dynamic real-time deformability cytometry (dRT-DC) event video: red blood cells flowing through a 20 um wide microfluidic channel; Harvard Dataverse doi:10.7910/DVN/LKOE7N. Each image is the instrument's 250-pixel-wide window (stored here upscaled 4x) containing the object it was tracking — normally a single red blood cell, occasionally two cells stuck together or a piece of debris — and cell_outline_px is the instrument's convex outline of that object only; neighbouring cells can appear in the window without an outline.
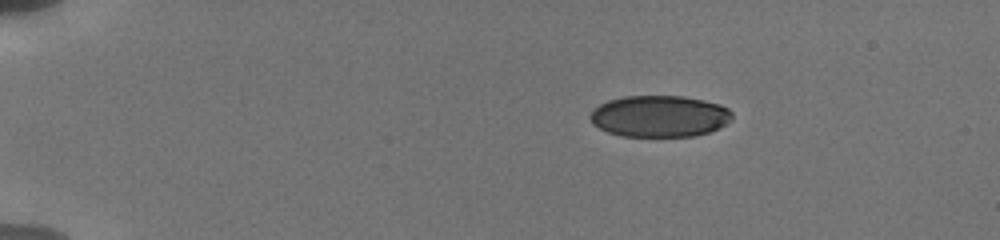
{"species": "human", "species_latin": "Homo sapiens", "temperature_condition": "cold", "stored_images_in_passage": 14, "camera_frame_rate_fps": 3000, "um_per_image_px": 0.085, "donor": {"sex": "male"}, "frame": {"image": 1, "passage_image": 1, "time_ms": 0.0, "image_size_px": [1000, 240], "cell_outline_px": [[732, 120], [708, 132], [696, 136], [620, 136], [608, 132], [592, 124], [588, 116], [600, 104], [608, 100], [624, 96], [684, 96], [704, 100], [720, 104], [728, 108], [732, 112]], "centroid_in_image_um": [56.05, 9.87], "position_along_channel_um": 28.9, "area_um2": 34.39}}
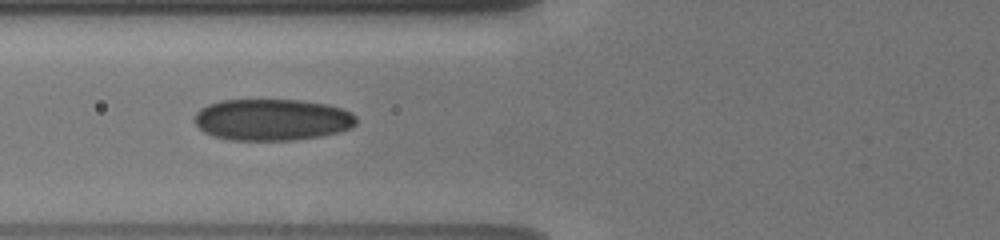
{"frame": {"image": 2, "passage_image": 5, "time_ms": 4.333, "image_size_px": [1000, 240], "cell_outline_px": [[356, 124], [352, 128], [340, 132], [320, 136], [296, 140], [228, 140], [212, 136], [204, 132], [196, 124], [196, 112], [200, 108], [208, 104], [220, 100], [304, 100], [328, 104], [344, 108], [352, 112], [356, 116]], "centroid_in_image_um": [23.17, 10.17], "position_along_channel_um": 102.6, "area_um2": 39.65}}
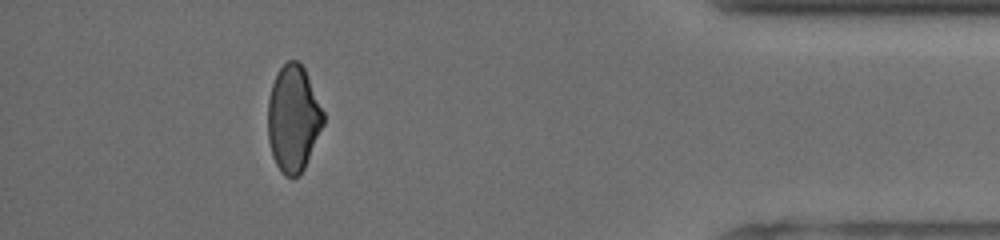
{"frame": {"image": 3, "passage_image": 13, "time_ms": 13.333, "image_size_px": [1000, 240], "cell_outline_px": [[324, 124], [304, 168], [292, 180], [284, 176], [280, 172], [272, 156], [268, 140], [268, 100], [272, 84], [280, 68], [288, 60], [296, 60], [304, 68], [324, 112]], "centroid_in_image_um": [24.92, 10.11], "position_along_channel_um": 410.3, "area_um2": 34.33}, "authors_computed_cell_mechanics": {"area_um2": 37.1076, "velocity_mm_per_s": 3.8627, "shape_relaxation_time_tau1_ms": 6.2911, "shape_relaxation_time_tau2_ms": 1.5032, "deformation_change_tau1": 0.1352, "deformation_change_tau2": 0.0492}}